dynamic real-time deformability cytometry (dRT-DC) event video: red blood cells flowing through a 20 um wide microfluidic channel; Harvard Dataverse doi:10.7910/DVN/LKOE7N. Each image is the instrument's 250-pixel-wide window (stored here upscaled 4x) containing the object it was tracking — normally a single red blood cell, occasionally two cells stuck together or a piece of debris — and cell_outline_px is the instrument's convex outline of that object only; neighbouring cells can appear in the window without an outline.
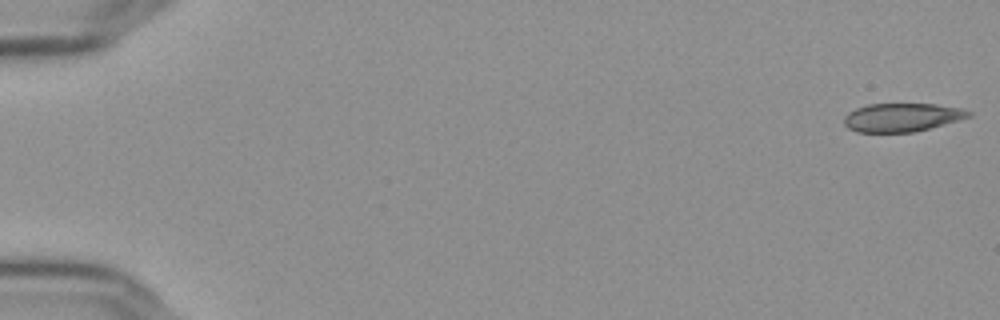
{"species": "Egyptian fruit bat (a non-hibernating species)", "species_latin": "Rousettus aegyptiacus", "temperature_condition": "cold", "stored_images_in_passage": 16, "camera_frame_rate_fps": 3000, "um_per_image_px": 0.085, "frame": {"image": 1, "passage_image": 1, "time_ms": 0.0, "image_size_px": [1000, 320], "cell_outline_px": [[972, 116], [916, 132], [856, 132], [848, 128], [844, 124], [844, 116], [848, 112], [856, 108], [868, 104], [936, 104], [960, 108], [972, 112]], "centroid_in_image_um": [76.65, 9.98], "position_along_channel_um": 8.4, "area_um2": 20.69}}
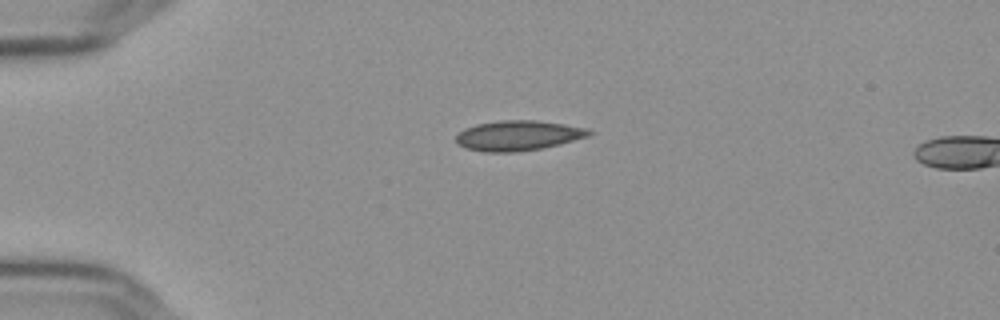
{"frame": {"image": 2, "passage_image": 14, "time_ms": 4.333, "image_size_px": [1000, 320], "cell_outline_px": [[592, 132], [588, 136], [560, 144], [544, 148], [516, 152], [484, 152], [468, 148], [456, 144], [456, 136], [464, 128], [476, 124], [500, 120], [536, 120], [564, 124], [588, 128]], "centroid_in_image_um": [44.03, 11.52], "position_along_channel_um": 41.0, "area_um2": 23.35}}